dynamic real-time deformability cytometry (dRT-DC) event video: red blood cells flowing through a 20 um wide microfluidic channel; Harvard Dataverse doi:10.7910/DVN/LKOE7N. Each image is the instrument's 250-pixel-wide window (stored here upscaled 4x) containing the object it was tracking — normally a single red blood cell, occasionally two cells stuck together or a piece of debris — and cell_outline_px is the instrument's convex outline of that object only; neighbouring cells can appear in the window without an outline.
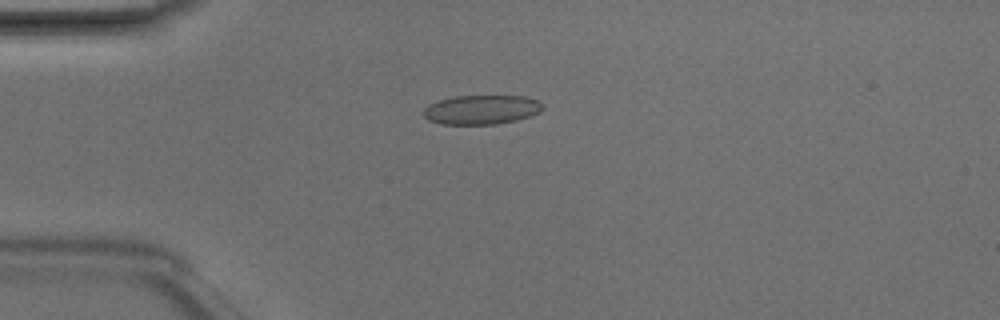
{"species": "Egyptian fruit bat (a non-hibernating species)", "species_latin": "Rousettus aegyptiacus", "temperature_condition": "room temperature", "stored_images_in_passage": 5, "camera_frame_rate_fps": 3000, "um_per_image_px": 0.085, "animal": {"sex": "male"}, "frame": {"image": 1, "passage_image": 4, "time_ms": 1.0, "image_size_px": [1000, 320], "cell_outline_px": [[544, 108], [540, 112], [516, 120], [496, 124], [440, 124], [428, 120], [424, 116], [424, 108], [428, 104], [440, 100], [456, 96], [524, 96], [536, 100]], "centroid_in_image_um": [40.9, 9.32], "position_along_channel_um": 44.1, "area_um2": 20.17}}
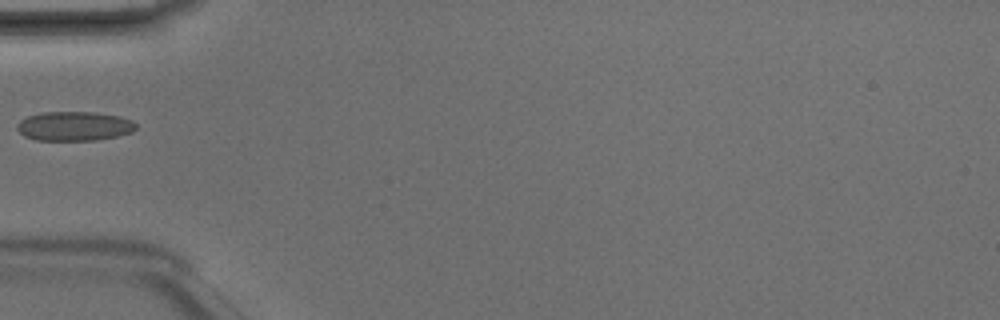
{"frame": {"image": 2, "passage_image": 5, "time_ms": 1.333, "image_size_px": [1000, 320], "cell_outline_px": [[136, 128], [132, 132], [116, 136], [96, 140], [36, 140], [24, 136], [16, 128], [16, 124], [20, 120], [28, 116], [44, 112], [96, 112], [120, 116], [132, 120], [136, 124]], "centroid_in_image_um": [6.31, 10.72], "position_along_channel_um": 78.7, "area_um2": 20.35}}